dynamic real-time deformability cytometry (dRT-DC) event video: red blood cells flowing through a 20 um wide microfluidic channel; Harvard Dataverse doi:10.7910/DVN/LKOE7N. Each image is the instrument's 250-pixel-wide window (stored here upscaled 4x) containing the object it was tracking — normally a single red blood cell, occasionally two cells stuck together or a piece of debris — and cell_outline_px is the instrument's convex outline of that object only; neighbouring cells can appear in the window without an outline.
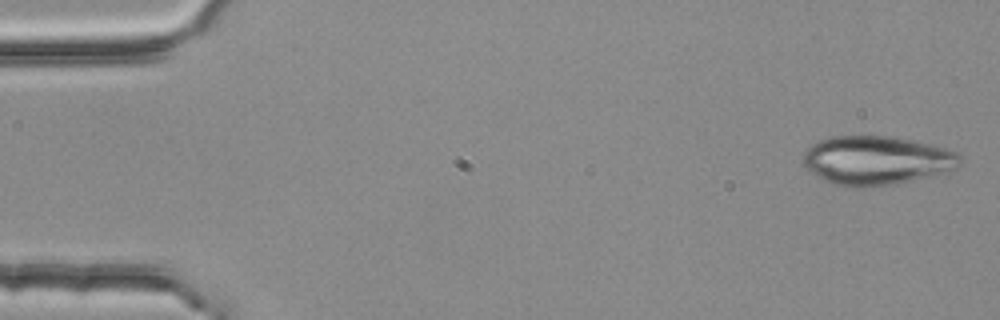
{"species": "common noctule bat (a hibernating species)", "species_latin": "Nyctalus noctula", "temperature_condition": "room temperature", "stored_images_in_passage": 3, "camera_frame_rate_fps": 3000, "um_per_image_px": 0.085, "animal": {"sex": "female", "body_mass_g": 25.1}, "frame": {"image": 1, "passage_image": 1, "time_ms": 0.0, "image_size_px": [1000, 320], "cell_outline_px": [[964, 160], [956, 168], [948, 172], [896, 184], [864, 188], [860, 188], [832, 184], [812, 172], [804, 164], [804, 152], [812, 144], [820, 140], [832, 136], [888, 136], [928, 144], [944, 148], [956, 152], [964, 156]], "centroid_in_image_um": [74.55, 13.65], "position_along_channel_um": 10.5, "area_um2": 44.68}}